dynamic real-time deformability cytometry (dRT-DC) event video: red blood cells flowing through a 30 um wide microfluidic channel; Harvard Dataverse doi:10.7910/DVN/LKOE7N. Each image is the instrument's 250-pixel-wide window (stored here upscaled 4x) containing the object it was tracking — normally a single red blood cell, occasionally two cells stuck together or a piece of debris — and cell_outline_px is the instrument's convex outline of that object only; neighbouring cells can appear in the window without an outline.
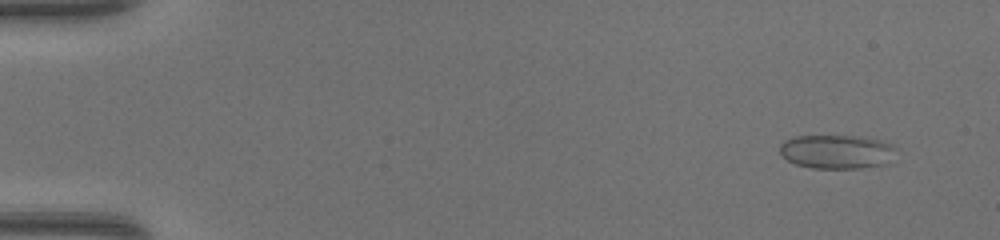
{"species": "common noctule bat (a hibernating species)", "species_latin": "Nyctalus noctula", "temperature_condition": "warm", "stored_images_in_passage": 49, "camera_frame_rate_fps": 3000, "um_per_image_px": 0.085, "animal": {"sex": "female", "body_mass_g": 17.0, "forearm_length_mm": 48.0}, "frame": {"image": 1, "passage_image": 4, "time_ms": 1.0, "image_size_px": [1000, 240], "cell_outline_px": [[900, 148], [884, 164], [860, 168], [812, 168], [796, 164], [788, 160], [780, 152], [780, 144], [784, 140], [792, 136], [860, 136], [880, 140], [892, 144]], "centroid_in_image_um": [71.13, 12.88], "position_along_channel_um": 13.9, "area_um2": 23.06}}
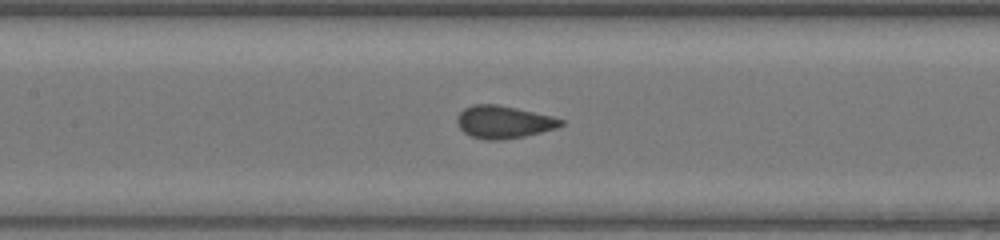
{"frame": {"image": 2, "passage_image": 24, "time_ms": 7.667, "image_size_px": [1000, 240], "cell_outline_px": [[564, 124], [556, 128], [524, 136], [500, 140], [484, 140], [472, 136], [464, 132], [460, 128], [456, 120], [456, 116], [464, 108], [472, 104], [496, 104], [516, 108], [552, 116], [564, 120]], "centroid_in_image_um": [42.78, 10.36], "position_along_channel_um": 164.6, "area_um2": 19.65}}
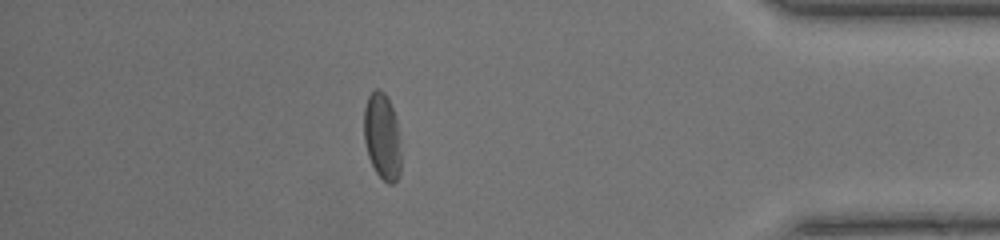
{"frame": {"image": 3, "passage_image": 43, "time_ms": 14.0, "image_size_px": [1000, 240], "cell_outline_px": [[400, 176], [392, 184], [388, 184], [376, 172], [368, 156], [364, 140], [364, 108], [368, 96], [376, 88], [380, 88], [384, 92], [396, 116], [400, 152]], "centroid_in_image_um": [32.47, 11.59], "position_along_channel_um": 402.7, "area_um2": 18.61}, "authors_computed_cell_mechanics": {"area_um2": 19.7676, "velocity_mm_per_s": 4.341, "shape_relaxation_time_tau1_ms": 3.5746, "shape_relaxation_time_tau2_ms": null, "deformation_change_tau1": 0.1367, "deformation_change_tau2": null}}